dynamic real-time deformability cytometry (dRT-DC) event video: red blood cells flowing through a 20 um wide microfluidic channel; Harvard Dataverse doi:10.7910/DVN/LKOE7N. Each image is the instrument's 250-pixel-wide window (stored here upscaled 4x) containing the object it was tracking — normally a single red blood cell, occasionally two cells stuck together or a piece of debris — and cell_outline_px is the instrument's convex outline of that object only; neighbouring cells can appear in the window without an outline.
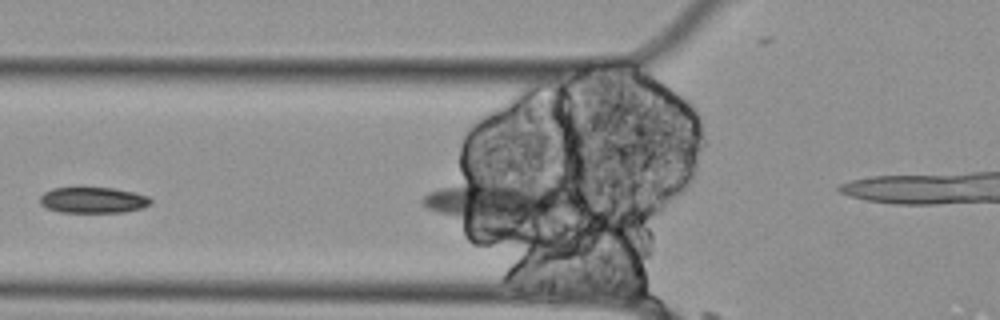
{"species": "Egyptian fruit bat (a non-hibernating species)", "species_latin": "Rousettus aegyptiacus", "temperature_condition": "cold", "stored_images_in_passage": 3, "camera_frame_rate_fps": 3000, "um_per_image_px": 0.085, "animal": {"sex": "female"}, "frame": {"image": 1, "passage_image": 2, "time_ms": 0.333, "image_size_px": [1000, 320], "cell_outline_px": [[152, 204], [144, 208], [124, 212], [60, 212], [48, 208], [40, 204], [40, 196], [44, 192], [52, 188], [112, 188], [132, 192], [148, 196], [152, 200]], "centroid_in_image_um": [7.93, 17.01], "position_along_channel_um": 117.9, "area_um2": 16.7}}